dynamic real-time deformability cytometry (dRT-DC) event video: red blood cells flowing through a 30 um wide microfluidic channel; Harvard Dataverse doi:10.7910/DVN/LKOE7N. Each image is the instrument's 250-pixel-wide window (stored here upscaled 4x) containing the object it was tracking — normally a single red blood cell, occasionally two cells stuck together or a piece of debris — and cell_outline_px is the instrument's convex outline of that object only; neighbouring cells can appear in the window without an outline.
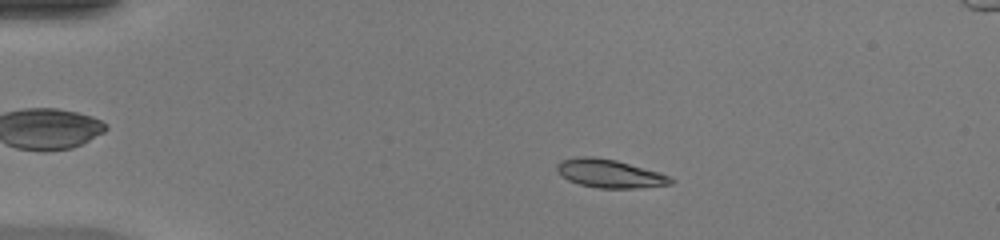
{"species": "common noctule bat (a hibernating species)", "species_latin": "Nyctalus noctula", "temperature_condition": "warm", "stored_images_in_passage": 49, "camera_frame_rate_fps": 3000, "um_per_image_px": 0.085, "animal": {"sex": "female", "body_mass_g": 20.0, "forearm_length_mm": 54.0}, "frame": {"image": 1, "passage_image": 10, "time_ms": 3.0, "image_size_px": [1000, 240], "cell_outline_px": [[676, 180], [672, 184], [636, 188], [600, 188], [580, 184], [568, 180], [556, 168], [556, 164], [564, 160], [580, 156], [592, 156], [616, 160], [660, 172]], "centroid_in_image_um": [51.87, 14.75], "position_along_channel_um": 33.1, "area_um2": 18.61}}
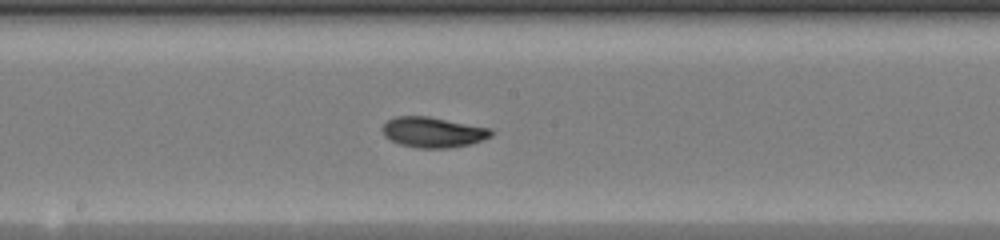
{"frame": {"image": 2, "passage_image": 27, "time_ms": 8.667, "image_size_px": [1000, 240], "cell_outline_px": [[496, 132], [492, 136], [484, 140], [472, 144], [448, 148], [416, 148], [400, 144], [384, 136], [380, 128], [388, 120], [396, 116], [428, 116], [492, 128]], "centroid_in_image_um": [36.85, 11.24], "position_along_channel_um": 211.3, "area_um2": 19.59}}
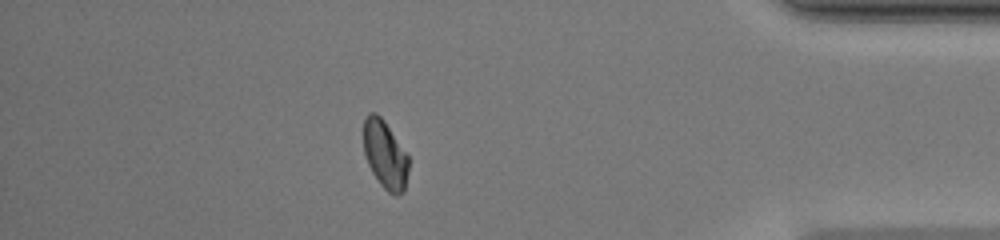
{"frame": {"image": 3, "passage_image": 43, "time_ms": 14.0, "image_size_px": [1000, 240], "cell_outline_px": [[408, 172], [404, 192], [400, 196], [392, 196], [380, 184], [372, 172], [368, 164], [364, 152], [364, 120], [368, 112], [376, 112], [384, 120], [408, 156]], "centroid_in_image_um": [32.73, 13.17], "position_along_channel_um": 402.5, "area_um2": 17.92}, "authors_computed_cell_mechanics": {"area_um2": 18.4382, "velocity_mm_per_s": 4.244, "shape_relaxation_time_tau1_ms": 2.3426, "shape_relaxation_time_tau2_ms": 1.7406, "deformation_change_tau1": 0.1359, "deformation_change_tau2": 0.0501}}